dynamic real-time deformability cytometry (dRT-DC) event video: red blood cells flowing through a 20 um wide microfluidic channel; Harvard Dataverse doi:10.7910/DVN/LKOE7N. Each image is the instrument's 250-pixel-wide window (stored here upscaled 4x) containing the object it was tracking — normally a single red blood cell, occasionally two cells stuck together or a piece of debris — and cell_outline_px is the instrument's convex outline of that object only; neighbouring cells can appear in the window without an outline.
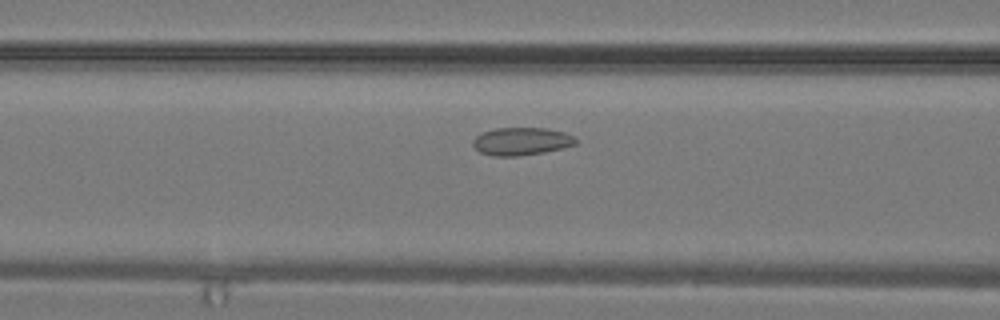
{"species": "common noctule bat (a hibernating species)", "species_latin": "Nyctalus noctula", "temperature_condition": "warm", "stored_images_in_passage": 20, "camera_frame_rate_fps": 3000, "um_per_image_px": 0.085, "animal": {"sex": "male", "body_mass_g": 19.2, "forearm_length_mm": 51.8}, "frame": {"image": 1, "passage_image": 6, "time_ms": 1.667, "image_size_px": [1000, 320], "cell_outline_px": [[576, 144], [564, 148], [544, 152], [520, 156], [492, 156], [480, 152], [472, 144], [472, 140], [480, 132], [496, 128], [548, 128], [564, 132], [572, 136], [576, 140]], "centroid_in_image_um": [44.29, 12.01], "position_along_channel_um": 122.3, "area_um2": 16.76}}
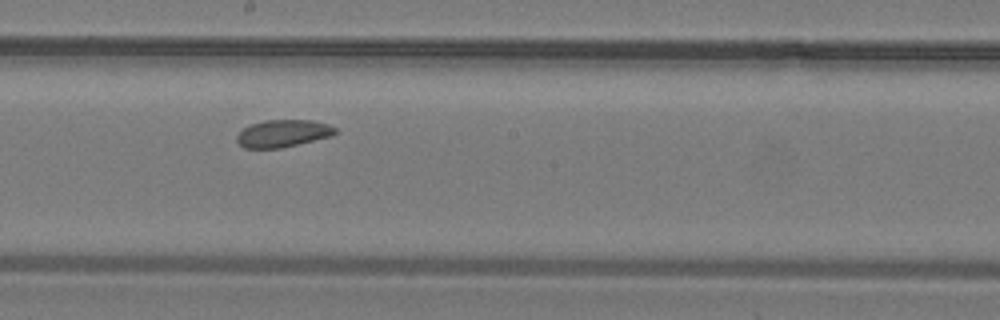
{"frame": {"image": 2, "passage_image": 11, "time_ms": 3.333, "image_size_px": [1000, 320], "cell_outline_px": [[336, 132], [332, 136], [280, 148], [244, 148], [236, 140], [236, 136], [244, 128], [252, 124], [264, 120], [312, 120], [328, 124], [336, 128]], "centroid_in_image_um": [24.05, 11.34], "position_along_channel_um": 224.1, "area_um2": 15.55}}
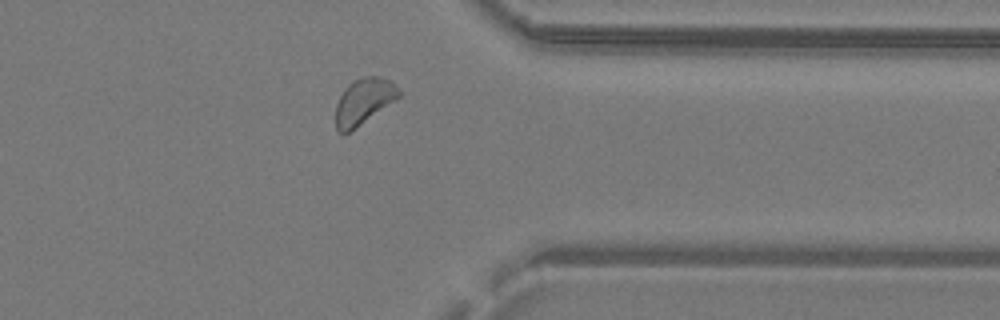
{"frame": {"image": 3, "passage_image": 19, "time_ms": 6.0, "image_size_px": [1000, 320], "cell_outline_px": [[400, 96], [356, 128], [348, 132], [336, 132], [336, 104], [344, 88], [352, 80], [364, 76], [376, 76], [392, 80], [400, 88]], "centroid_in_image_um": [30.92, 8.58], "position_along_channel_um": 380.5, "area_um2": 16.94}}